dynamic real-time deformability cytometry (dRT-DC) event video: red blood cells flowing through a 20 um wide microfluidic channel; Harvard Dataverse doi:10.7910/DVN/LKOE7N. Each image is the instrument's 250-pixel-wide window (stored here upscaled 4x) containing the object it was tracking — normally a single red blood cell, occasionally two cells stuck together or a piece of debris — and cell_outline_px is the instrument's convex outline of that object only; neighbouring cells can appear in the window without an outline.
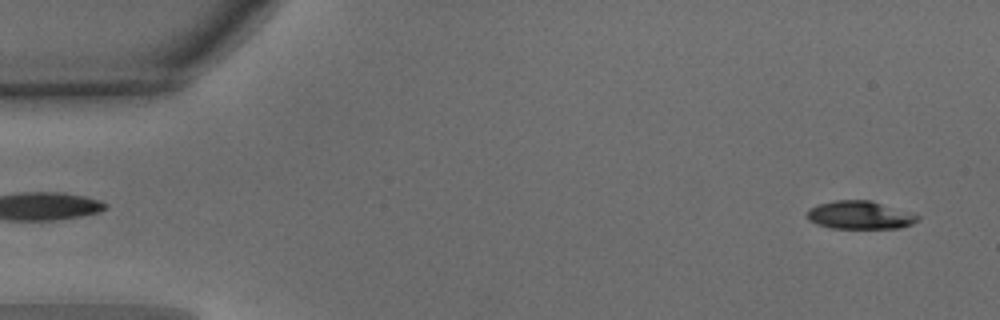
{"species": "common noctule bat (a hibernating species)", "species_latin": "Nyctalus noctula", "temperature_condition": "warm", "stored_images_in_passage": 50, "camera_frame_rate_fps": 3000, "um_per_image_px": 0.085, "animal": {"sex": "male", "body_mass_g": 15.6}, "frame": {"image": 1, "passage_image": 2, "time_ms": 0.333, "image_size_px": [1000, 320], "cell_outline_px": [[920, 220], [912, 224], [900, 228], [832, 228], [816, 224], [808, 220], [808, 208], [816, 204], [836, 200], [872, 200], [912, 212], [920, 216]], "centroid_in_image_um": [73.12, 18.27], "position_along_channel_um": 11.9, "area_um2": 18.38}}
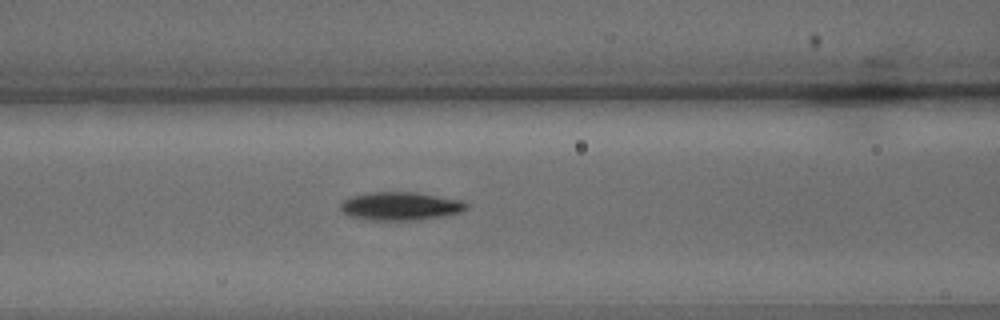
{"frame": {"image": 2, "passage_image": 20, "time_ms": 6.333, "image_size_px": [1000, 320], "cell_outline_px": [[468, 208], [460, 212], [444, 216], [416, 220], [368, 220], [352, 216], [344, 212], [340, 208], [340, 204], [344, 200], [352, 196], [372, 192], [412, 192], [464, 200], [468, 204]], "centroid_in_image_um": [34.08, 17.52], "position_along_channel_um": 132.5, "area_um2": 20.63}}
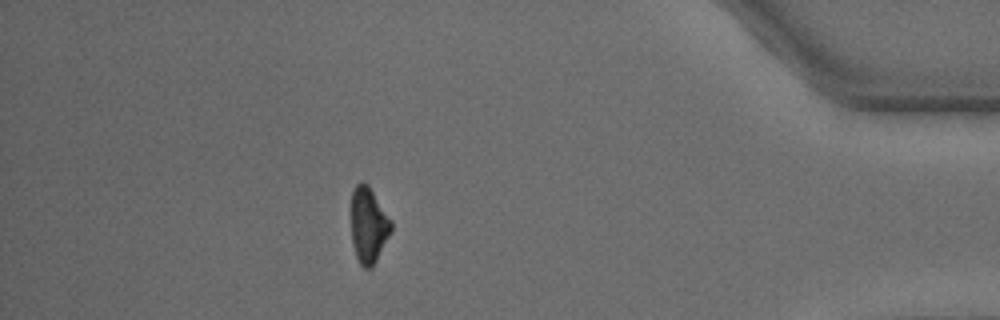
{"frame": {"image": 3, "passage_image": 44, "time_ms": 14.333, "image_size_px": [1000, 320], "cell_outline_px": [[392, 232], [372, 268], [364, 268], [360, 264], [356, 256], [352, 244], [352, 192], [356, 184], [360, 180], [364, 180], [368, 184], [392, 220]], "centroid_in_image_um": [31.34, 19.12], "position_along_channel_um": 403.9, "area_um2": 17.86}, "authors_computed_cell_mechanics": {"area_um2": 18.9295, "velocity_mm_per_s": 3.9653, "shape_relaxation_time_tau1_ms": 2.2591, "shape_relaxation_time_tau2_ms": 11.0536, "deformation_change_tau1": 0.1406, "deformation_change_tau2": 0.1799}}